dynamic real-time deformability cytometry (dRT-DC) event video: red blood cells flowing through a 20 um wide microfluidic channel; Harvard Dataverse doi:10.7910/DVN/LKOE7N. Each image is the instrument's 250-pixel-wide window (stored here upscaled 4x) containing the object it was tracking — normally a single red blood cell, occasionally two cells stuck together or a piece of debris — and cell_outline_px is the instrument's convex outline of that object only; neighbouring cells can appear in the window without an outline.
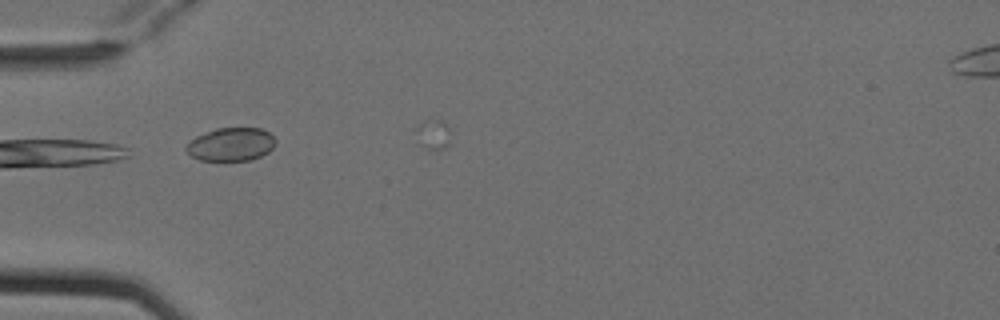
{"species": "Egyptian fruit bat (a non-hibernating species)", "species_latin": "Rousettus aegyptiacus", "temperature_condition": "cold", "stored_images_in_passage": 5, "camera_frame_rate_fps": 3000, "um_per_image_px": 0.085, "animal": {"sex": "female"}, "frame": {"image": 1, "passage_image": 3, "time_ms": 0.667, "image_size_px": [1000, 320], "cell_outline_px": [[276, 144], [268, 152], [252, 160], [224, 164], [200, 160], [192, 156], [184, 148], [196, 136], [216, 128], [260, 128], [268, 132], [276, 140]], "centroid_in_image_um": [19.63, 12.33], "position_along_channel_um": 65.4, "area_um2": 17.92}}
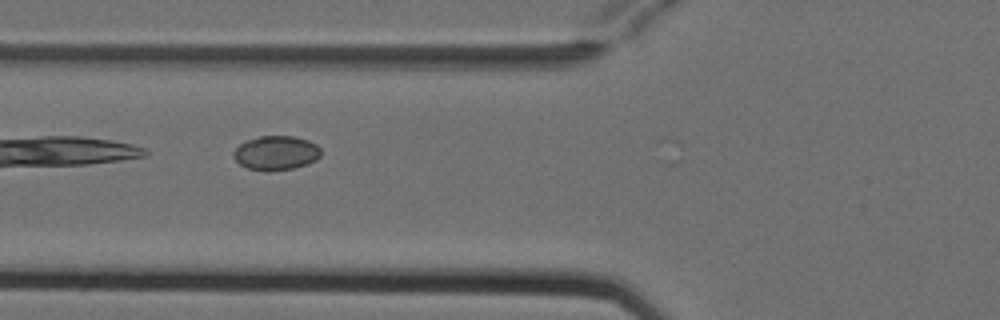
{"frame": {"image": 2, "passage_image": 4, "time_ms": 1.0, "image_size_px": [1000, 320], "cell_outline_px": [[320, 156], [316, 160], [308, 164], [292, 168], [268, 172], [264, 172], [248, 168], [240, 164], [232, 156], [232, 152], [244, 140], [260, 136], [292, 136], [308, 140], [316, 144], [320, 148]], "centroid_in_image_um": [23.44, 13.0], "position_along_channel_um": 102.4, "area_um2": 17.63}}